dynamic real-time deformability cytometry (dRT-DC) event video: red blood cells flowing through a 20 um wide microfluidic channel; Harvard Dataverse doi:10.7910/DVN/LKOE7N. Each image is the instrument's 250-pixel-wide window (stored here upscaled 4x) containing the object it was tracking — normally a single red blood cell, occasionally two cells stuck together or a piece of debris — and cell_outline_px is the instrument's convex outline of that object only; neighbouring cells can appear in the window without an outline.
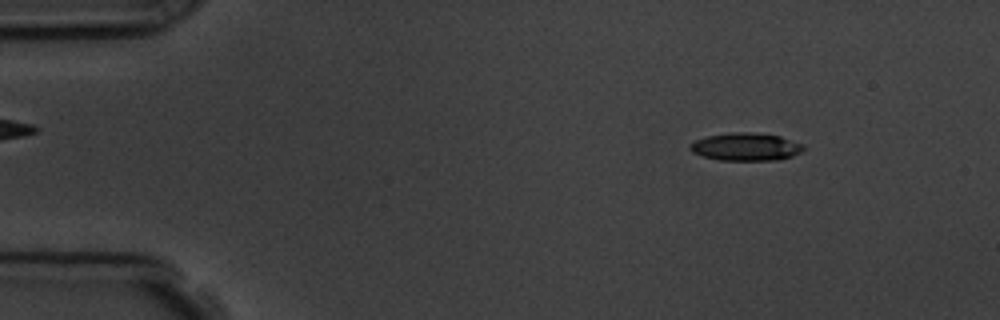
{"species": "common noctule bat (a hibernating species)", "species_latin": "Nyctalus noctula", "temperature_condition": "room temperature", "stored_images_in_passage": 5, "camera_frame_rate_fps": 3000, "um_per_image_px": 0.085, "animal": {"sex": "male", "body_mass_g": 19.5, "forearm_length_mm": 54.6}, "frame": {"image": 1, "passage_image": 2, "time_ms": 1.0, "image_size_px": [1000, 320], "cell_outline_px": [[804, 148], [800, 152], [792, 156], [776, 160], [720, 160], [704, 156], [692, 152], [688, 148], [688, 144], [696, 140], [708, 136], [732, 132], [752, 132], [780, 136], [804, 144]], "centroid_in_image_um": [63.39, 12.47], "position_along_channel_um": 21.6, "area_um2": 18.32}}